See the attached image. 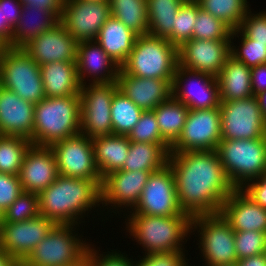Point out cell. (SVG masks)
Wrapping results in <instances>:
<instances>
[{
    "label": "cell",
    "mask_w": 266,
    "mask_h": 266,
    "mask_svg": "<svg viewBox=\"0 0 266 266\" xmlns=\"http://www.w3.org/2000/svg\"><path fill=\"white\" fill-rule=\"evenodd\" d=\"M82 266H89L86 262Z\"/></svg>",
    "instance_id": "cell-61"
},
{
    "label": "cell",
    "mask_w": 266,
    "mask_h": 266,
    "mask_svg": "<svg viewBox=\"0 0 266 266\" xmlns=\"http://www.w3.org/2000/svg\"><path fill=\"white\" fill-rule=\"evenodd\" d=\"M178 65V48L167 38L146 34L137 36L120 70L140 78L173 80Z\"/></svg>",
    "instance_id": "cell-5"
},
{
    "label": "cell",
    "mask_w": 266,
    "mask_h": 266,
    "mask_svg": "<svg viewBox=\"0 0 266 266\" xmlns=\"http://www.w3.org/2000/svg\"><path fill=\"white\" fill-rule=\"evenodd\" d=\"M34 106L0 86V135L22 136L33 144Z\"/></svg>",
    "instance_id": "cell-23"
},
{
    "label": "cell",
    "mask_w": 266,
    "mask_h": 266,
    "mask_svg": "<svg viewBox=\"0 0 266 266\" xmlns=\"http://www.w3.org/2000/svg\"><path fill=\"white\" fill-rule=\"evenodd\" d=\"M200 6L197 2H184L175 17L172 30V44L180 48L185 42L193 39V29Z\"/></svg>",
    "instance_id": "cell-39"
},
{
    "label": "cell",
    "mask_w": 266,
    "mask_h": 266,
    "mask_svg": "<svg viewBox=\"0 0 266 266\" xmlns=\"http://www.w3.org/2000/svg\"><path fill=\"white\" fill-rule=\"evenodd\" d=\"M80 96L45 97L34 106L33 144L51 146L80 133Z\"/></svg>",
    "instance_id": "cell-4"
},
{
    "label": "cell",
    "mask_w": 266,
    "mask_h": 266,
    "mask_svg": "<svg viewBox=\"0 0 266 266\" xmlns=\"http://www.w3.org/2000/svg\"><path fill=\"white\" fill-rule=\"evenodd\" d=\"M179 206L191 217L217 214L235 189L216 150L170 152Z\"/></svg>",
    "instance_id": "cell-1"
},
{
    "label": "cell",
    "mask_w": 266,
    "mask_h": 266,
    "mask_svg": "<svg viewBox=\"0 0 266 266\" xmlns=\"http://www.w3.org/2000/svg\"><path fill=\"white\" fill-rule=\"evenodd\" d=\"M162 138L172 146L179 138L186 122L189 109L171 97L154 110Z\"/></svg>",
    "instance_id": "cell-33"
},
{
    "label": "cell",
    "mask_w": 266,
    "mask_h": 266,
    "mask_svg": "<svg viewBox=\"0 0 266 266\" xmlns=\"http://www.w3.org/2000/svg\"><path fill=\"white\" fill-rule=\"evenodd\" d=\"M173 80L140 78L123 73L117 77L118 89L143 111H152L172 97Z\"/></svg>",
    "instance_id": "cell-24"
},
{
    "label": "cell",
    "mask_w": 266,
    "mask_h": 266,
    "mask_svg": "<svg viewBox=\"0 0 266 266\" xmlns=\"http://www.w3.org/2000/svg\"><path fill=\"white\" fill-rule=\"evenodd\" d=\"M239 29L254 43L266 44V11L254 14L250 9Z\"/></svg>",
    "instance_id": "cell-44"
},
{
    "label": "cell",
    "mask_w": 266,
    "mask_h": 266,
    "mask_svg": "<svg viewBox=\"0 0 266 266\" xmlns=\"http://www.w3.org/2000/svg\"><path fill=\"white\" fill-rule=\"evenodd\" d=\"M216 78L220 101L239 100L254 95L251 88V68L231 55Z\"/></svg>",
    "instance_id": "cell-28"
},
{
    "label": "cell",
    "mask_w": 266,
    "mask_h": 266,
    "mask_svg": "<svg viewBox=\"0 0 266 266\" xmlns=\"http://www.w3.org/2000/svg\"><path fill=\"white\" fill-rule=\"evenodd\" d=\"M137 36V33L111 16L101 27L95 40L121 67L130 55Z\"/></svg>",
    "instance_id": "cell-27"
},
{
    "label": "cell",
    "mask_w": 266,
    "mask_h": 266,
    "mask_svg": "<svg viewBox=\"0 0 266 266\" xmlns=\"http://www.w3.org/2000/svg\"><path fill=\"white\" fill-rule=\"evenodd\" d=\"M200 8L226 24L232 31L239 29L249 11L247 0H197Z\"/></svg>",
    "instance_id": "cell-36"
},
{
    "label": "cell",
    "mask_w": 266,
    "mask_h": 266,
    "mask_svg": "<svg viewBox=\"0 0 266 266\" xmlns=\"http://www.w3.org/2000/svg\"><path fill=\"white\" fill-rule=\"evenodd\" d=\"M216 266H237V262L231 264L216 265Z\"/></svg>",
    "instance_id": "cell-58"
},
{
    "label": "cell",
    "mask_w": 266,
    "mask_h": 266,
    "mask_svg": "<svg viewBox=\"0 0 266 266\" xmlns=\"http://www.w3.org/2000/svg\"><path fill=\"white\" fill-rule=\"evenodd\" d=\"M14 28L10 24H3L2 6H0V38L8 44L13 36Z\"/></svg>",
    "instance_id": "cell-53"
},
{
    "label": "cell",
    "mask_w": 266,
    "mask_h": 266,
    "mask_svg": "<svg viewBox=\"0 0 266 266\" xmlns=\"http://www.w3.org/2000/svg\"><path fill=\"white\" fill-rule=\"evenodd\" d=\"M31 14L32 16L36 15L35 17L36 19L39 18V21L35 19L28 22L29 19L31 20ZM59 21L60 20L52 12L46 11L45 9L23 8L19 22L14 28L12 39L7 44V47L23 48L38 35L53 28Z\"/></svg>",
    "instance_id": "cell-31"
},
{
    "label": "cell",
    "mask_w": 266,
    "mask_h": 266,
    "mask_svg": "<svg viewBox=\"0 0 266 266\" xmlns=\"http://www.w3.org/2000/svg\"><path fill=\"white\" fill-rule=\"evenodd\" d=\"M185 2H196L197 0H184Z\"/></svg>",
    "instance_id": "cell-59"
},
{
    "label": "cell",
    "mask_w": 266,
    "mask_h": 266,
    "mask_svg": "<svg viewBox=\"0 0 266 266\" xmlns=\"http://www.w3.org/2000/svg\"><path fill=\"white\" fill-rule=\"evenodd\" d=\"M39 215V195L23 191L2 214L1 222H23Z\"/></svg>",
    "instance_id": "cell-41"
},
{
    "label": "cell",
    "mask_w": 266,
    "mask_h": 266,
    "mask_svg": "<svg viewBox=\"0 0 266 266\" xmlns=\"http://www.w3.org/2000/svg\"><path fill=\"white\" fill-rule=\"evenodd\" d=\"M77 227L55 225L20 266H82L90 244L75 234Z\"/></svg>",
    "instance_id": "cell-7"
},
{
    "label": "cell",
    "mask_w": 266,
    "mask_h": 266,
    "mask_svg": "<svg viewBox=\"0 0 266 266\" xmlns=\"http://www.w3.org/2000/svg\"><path fill=\"white\" fill-rule=\"evenodd\" d=\"M88 84V85H87ZM81 85L80 133L93 139L113 134L111 104L117 82Z\"/></svg>",
    "instance_id": "cell-10"
},
{
    "label": "cell",
    "mask_w": 266,
    "mask_h": 266,
    "mask_svg": "<svg viewBox=\"0 0 266 266\" xmlns=\"http://www.w3.org/2000/svg\"><path fill=\"white\" fill-rule=\"evenodd\" d=\"M255 96L258 100L260 110L262 111L263 116L266 118V90L259 92Z\"/></svg>",
    "instance_id": "cell-55"
},
{
    "label": "cell",
    "mask_w": 266,
    "mask_h": 266,
    "mask_svg": "<svg viewBox=\"0 0 266 266\" xmlns=\"http://www.w3.org/2000/svg\"><path fill=\"white\" fill-rule=\"evenodd\" d=\"M55 154L58 174L96 181L102 178L95 163L92 139L79 133L50 146Z\"/></svg>",
    "instance_id": "cell-13"
},
{
    "label": "cell",
    "mask_w": 266,
    "mask_h": 266,
    "mask_svg": "<svg viewBox=\"0 0 266 266\" xmlns=\"http://www.w3.org/2000/svg\"><path fill=\"white\" fill-rule=\"evenodd\" d=\"M230 48L231 40L191 39L178 48L179 66L217 77Z\"/></svg>",
    "instance_id": "cell-19"
},
{
    "label": "cell",
    "mask_w": 266,
    "mask_h": 266,
    "mask_svg": "<svg viewBox=\"0 0 266 266\" xmlns=\"http://www.w3.org/2000/svg\"><path fill=\"white\" fill-rule=\"evenodd\" d=\"M185 255V251L143 254L140 260L134 261V266H187Z\"/></svg>",
    "instance_id": "cell-46"
},
{
    "label": "cell",
    "mask_w": 266,
    "mask_h": 266,
    "mask_svg": "<svg viewBox=\"0 0 266 266\" xmlns=\"http://www.w3.org/2000/svg\"><path fill=\"white\" fill-rule=\"evenodd\" d=\"M1 221H2V213L0 212V223H1Z\"/></svg>",
    "instance_id": "cell-60"
},
{
    "label": "cell",
    "mask_w": 266,
    "mask_h": 266,
    "mask_svg": "<svg viewBox=\"0 0 266 266\" xmlns=\"http://www.w3.org/2000/svg\"><path fill=\"white\" fill-rule=\"evenodd\" d=\"M22 192L18 176L0 173V212L3 214Z\"/></svg>",
    "instance_id": "cell-47"
},
{
    "label": "cell",
    "mask_w": 266,
    "mask_h": 266,
    "mask_svg": "<svg viewBox=\"0 0 266 266\" xmlns=\"http://www.w3.org/2000/svg\"><path fill=\"white\" fill-rule=\"evenodd\" d=\"M251 88L254 96L266 90V64L251 68Z\"/></svg>",
    "instance_id": "cell-51"
},
{
    "label": "cell",
    "mask_w": 266,
    "mask_h": 266,
    "mask_svg": "<svg viewBox=\"0 0 266 266\" xmlns=\"http://www.w3.org/2000/svg\"><path fill=\"white\" fill-rule=\"evenodd\" d=\"M111 16L138 35L148 34L146 0H109Z\"/></svg>",
    "instance_id": "cell-34"
},
{
    "label": "cell",
    "mask_w": 266,
    "mask_h": 266,
    "mask_svg": "<svg viewBox=\"0 0 266 266\" xmlns=\"http://www.w3.org/2000/svg\"><path fill=\"white\" fill-rule=\"evenodd\" d=\"M169 144L131 142L123 171L155 172L168 164Z\"/></svg>",
    "instance_id": "cell-30"
},
{
    "label": "cell",
    "mask_w": 266,
    "mask_h": 266,
    "mask_svg": "<svg viewBox=\"0 0 266 266\" xmlns=\"http://www.w3.org/2000/svg\"><path fill=\"white\" fill-rule=\"evenodd\" d=\"M129 141L152 144H168L161 136L154 111H143L135 127L128 135Z\"/></svg>",
    "instance_id": "cell-42"
},
{
    "label": "cell",
    "mask_w": 266,
    "mask_h": 266,
    "mask_svg": "<svg viewBox=\"0 0 266 266\" xmlns=\"http://www.w3.org/2000/svg\"><path fill=\"white\" fill-rule=\"evenodd\" d=\"M76 68L80 85L88 81L89 83L117 82L120 72V66L96 40L78 42ZM89 77L91 79H88Z\"/></svg>",
    "instance_id": "cell-22"
},
{
    "label": "cell",
    "mask_w": 266,
    "mask_h": 266,
    "mask_svg": "<svg viewBox=\"0 0 266 266\" xmlns=\"http://www.w3.org/2000/svg\"><path fill=\"white\" fill-rule=\"evenodd\" d=\"M222 140L258 139L266 137V118L256 96L221 101Z\"/></svg>",
    "instance_id": "cell-11"
},
{
    "label": "cell",
    "mask_w": 266,
    "mask_h": 266,
    "mask_svg": "<svg viewBox=\"0 0 266 266\" xmlns=\"http://www.w3.org/2000/svg\"><path fill=\"white\" fill-rule=\"evenodd\" d=\"M266 233L253 231L235 232L237 260L265 253Z\"/></svg>",
    "instance_id": "cell-43"
},
{
    "label": "cell",
    "mask_w": 266,
    "mask_h": 266,
    "mask_svg": "<svg viewBox=\"0 0 266 266\" xmlns=\"http://www.w3.org/2000/svg\"><path fill=\"white\" fill-rule=\"evenodd\" d=\"M95 163L103 179L111 172L121 170L130 148V141L125 135H106L92 139Z\"/></svg>",
    "instance_id": "cell-29"
},
{
    "label": "cell",
    "mask_w": 266,
    "mask_h": 266,
    "mask_svg": "<svg viewBox=\"0 0 266 266\" xmlns=\"http://www.w3.org/2000/svg\"><path fill=\"white\" fill-rule=\"evenodd\" d=\"M237 266H266V255L263 253L237 260Z\"/></svg>",
    "instance_id": "cell-52"
},
{
    "label": "cell",
    "mask_w": 266,
    "mask_h": 266,
    "mask_svg": "<svg viewBox=\"0 0 266 266\" xmlns=\"http://www.w3.org/2000/svg\"><path fill=\"white\" fill-rule=\"evenodd\" d=\"M7 48V44L0 38V56L4 52V50Z\"/></svg>",
    "instance_id": "cell-56"
},
{
    "label": "cell",
    "mask_w": 266,
    "mask_h": 266,
    "mask_svg": "<svg viewBox=\"0 0 266 266\" xmlns=\"http://www.w3.org/2000/svg\"><path fill=\"white\" fill-rule=\"evenodd\" d=\"M240 38L241 44L235 46L234 37ZM231 40V56L236 60L243 62L247 67L252 68L261 64H266V44L254 43L240 29L233 30L230 35Z\"/></svg>",
    "instance_id": "cell-38"
},
{
    "label": "cell",
    "mask_w": 266,
    "mask_h": 266,
    "mask_svg": "<svg viewBox=\"0 0 266 266\" xmlns=\"http://www.w3.org/2000/svg\"><path fill=\"white\" fill-rule=\"evenodd\" d=\"M31 141L22 136L0 135V173L18 176Z\"/></svg>",
    "instance_id": "cell-37"
},
{
    "label": "cell",
    "mask_w": 266,
    "mask_h": 266,
    "mask_svg": "<svg viewBox=\"0 0 266 266\" xmlns=\"http://www.w3.org/2000/svg\"><path fill=\"white\" fill-rule=\"evenodd\" d=\"M231 32L232 30L221 20L201 8L198 10L193 39L230 40Z\"/></svg>",
    "instance_id": "cell-40"
},
{
    "label": "cell",
    "mask_w": 266,
    "mask_h": 266,
    "mask_svg": "<svg viewBox=\"0 0 266 266\" xmlns=\"http://www.w3.org/2000/svg\"><path fill=\"white\" fill-rule=\"evenodd\" d=\"M0 86L34 104L45 98L40 66L22 48L7 47L0 56Z\"/></svg>",
    "instance_id": "cell-9"
},
{
    "label": "cell",
    "mask_w": 266,
    "mask_h": 266,
    "mask_svg": "<svg viewBox=\"0 0 266 266\" xmlns=\"http://www.w3.org/2000/svg\"><path fill=\"white\" fill-rule=\"evenodd\" d=\"M152 172L147 171H123L117 170L106 175L101 185V205L110 206L107 210L114 214H120L118 209L123 211L133 210L139 202L142 191ZM117 212V213H116Z\"/></svg>",
    "instance_id": "cell-18"
},
{
    "label": "cell",
    "mask_w": 266,
    "mask_h": 266,
    "mask_svg": "<svg viewBox=\"0 0 266 266\" xmlns=\"http://www.w3.org/2000/svg\"><path fill=\"white\" fill-rule=\"evenodd\" d=\"M199 229V230H198ZM199 233L197 243L203 256L202 266H216L237 262L235 231L219 212L200 214L191 218V233Z\"/></svg>",
    "instance_id": "cell-8"
},
{
    "label": "cell",
    "mask_w": 266,
    "mask_h": 266,
    "mask_svg": "<svg viewBox=\"0 0 266 266\" xmlns=\"http://www.w3.org/2000/svg\"><path fill=\"white\" fill-rule=\"evenodd\" d=\"M45 97L80 96L81 85L76 62H50L40 65Z\"/></svg>",
    "instance_id": "cell-26"
},
{
    "label": "cell",
    "mask_w": 266,
    "mask_h": 266,
    "mask_svg": "<svg viewBox=\"0 0 266 266\" xmlns=\"http://www.w3.org/2000/svg\"><path fill=\"white\" fill-rule=\"evenodd\" d=\"M221 140L220 107L189 110L183 130L170 152L216 150Z\"/></svg>",
    "instance_id": "cell-14"
},
{
    "label": "cell",
    "mask_w": 266,
    "mask_h": 266,
    "mask_svg": "<svg viewBox=\"0 0 266 266\" xmlns=\"http://www.w3.org/2000/svg\"><path fill=\"white\" fill-rule=\"evenodd\" d=\"M235 232L266 233V208L256 204L242 189H234L220 210Z\"/></svg>",
    "instance_id": "cell-25"
},
{
    "label": "cell",
    "mask_w": 266,
    "mask_h": 266,
    "mask_svg": "<svg viewBox=\"0 0 266 266\" xmlns=\"http://www.w3.org/2000/svg\"><path fill=\"white\" fill-rule=\"evenodd\" d=\"M59 176L50 146L31 144L25 153L18 177L23 191L40 194Z\"/></svg>",
    "instance_id": "cell-21"
},
{
    "label": "cell",
    "mask_w": 266,
    "mask_h": 266,
    "mask_svg": "<svg viewBox=\"0 0 266 266\" xmlns=\"http://www.w3.org/2000/svg\"><path fill=\"white\" fill-rule=\"evenodd\" d=\"M172 97L189 110L218 108L221 102L216 77L179 65L173 77Z\"/></svg>",
    "instance_id": "cell-15"
},
{
    "label": "cell",
    "mask_w": 266,
    "mask_h": 266,
    "mask_svg": "<svg viewBox=\"0 0 266 266\" xmlns=\"http://www.w3.org/2000/svg\"><path fill=\"white\" fill-rule=\"evenodd\" d=\"M0 6H2L3 24H10L15 28L22 14V4L19 0H0Z\"/></svg>",
    "instance_id": "cell-49"
},
{
    "label": "cell",
    "mask_w": 266,
    "mask_h": 266,
    "mask_svg": "<svg viewBox=\"0 0 266 266\" xmlns=\"http://www.w3.org/2000/svg\"><path fill=\"white\" fill-rule=\"evenodd\" d=\"M128 214V220L125 217V229L142 245L144 254L186 251L183 244L188 241L186 237L189 239L188 236L192 234L191 216Z\"/></svg>",
    "instance_id": "cell-3"
},
{
    "label": "cell",
    "mask_w": 266,
    "mask_h": 266,
    "mask_svg": "<svg viewBox=\"0 0 266 266\" xmlns=\"http://www.w3.org/2000/svg\"><path fill=\"white\" fill-rule=\"evenodd\" d=\"M224 171L235 189L266 173V137L221 140L216 149Z\"/></svg>",
    "instance_id": "cell-6"
},
{
    "label": "cell",
    "mask_w": 266,
    "mask_h": 266,
    "mask_svg": "<svg viewBox=\"0 0 266 266\" xmlns=\"http://www.w3.org/2000/svg\"><path fill=\"white\" fill-rule=\"evenodd\" d=\"M78 42L59 22L22 49L40 65L50 62H76Z\"/></svg>",
    "instance_id": "cell-20"
},
{
    "label": "cell",
    "mask_w": 266,
    "mask_h": 266,
    "mask_svg": "<svg viewBox=\"0 0 266 266\" xmlns=\"http://www.w3.org/2000/svg\"><path fill=\"white\" fill-rule=\"evenodd\" d=\"M242 190L258 205L266 208V173L249 181Z\"/></svg>",
    "instance_id": "cell-48"
},
{
    "label": "cell",
    "mask_w": 266,
    "mask_h": 266,
    "mask_svg": "<svg viewBox=\"0 0 266 266\" xmlns=\"http://www.w3.org/2000/svg\"><path fill=\"white\" fill-rule=\"evenodd\" d=\"M133 211V212H132ZM131 214L150 216H190L179 206L175 175L169 164L152 172Z\"/></svg>",
    "instance_id": "cell-12"
},
{
    "label": "cell",
    "mask_w": 266,
    "mask_h": 266,
    "mask_svg": "<svg viewBox=\"0 0 266 266\" xmlns=\"http://www.w3.org/2000/svg\"><path fill=\"white\" fill-rule=\"evenodd\" d=\"M55 225L42 215L23 222H1L0 249L20 265Z\"/></svg>",
    "instance_id": "cell-16"
},
{
    "label": "cell",
    "mask_w": 266,
    "mask_h": 266,
    "mask_svg": "<svg viewBox=\"0 0 266 266\" xmlns=\"http://www.w3.org/2000/svg\"><path fill=\"white\" fill-rule=\"evenodd\" d=\"M110 17L109 1L65 0L59 22L77 42H82L95 40Z\"/></svg>",
    "instance_id": "cell-17"
},
{
    "label": "cell",
    "mask_w": 266,
    "mask_h": 266,
    "mask_svg": "<svg viewBox=\"0 0 266 266\" xmlns=\"http://www.w3.org/2000/svg\"><path fill=\"white\" fill-rule=\"evenodd\" d=\"M95 249L96 248L90 244L86 255V263L89 266H134L133 259H129L126 253H122L121 251L118 252L114 249L111 250L112 252H103L106 253L105 255L102 253L99 254V250Z\"/></svg>",
    "instance_id": "cell-45"
},
{
    "label": "cell",
    "mask_w": 266,
    "mask_h": 266,
    "mask_svg": "<svg viewBox=\"0 0 266 266\" xmlns=\"http://www.w3.org/2000/svg\"><path fill=\"white\" fill-rule=\"evenodd\" d=\"M23 8L45 9L52 12L59 20L65 0H19Z\"/></svg>",
    "instance_id": "cell-50"
},
{
    "label": "cell",
    "mask_w": 266,
    "mask_h": 266,
    "mask_svg": "<svg viewBox=\"0 0 266 266\" xmlns=\"http://www.w3.org/2000/svg\"><path fill=\"white\" fill-rule=\"evenodd\" d=\"M142 113L143 110L140 107L117 89L111 104L113 134L128 136Z\"/></svg>",
    "instance_id": "cell-35"
},
{
    "label": "cell",
    "mask_w": 266,
    "mask_h": 266,
    "mask_svg": "<svg viewBox=\"0 0 266 266\" xmlns=\"http://www.w3.org/2000/svg\"><path fill=\"white\" fill-rule=\"evenodd\" d=\"M39 204L40 215L56 225L79 226L85 222L82 217L100 206L101 186L94 180L59 175L39 194Z\"/></svg>",
    "instance_id": "cell-2"
},
{
    "label": "cell",
    "mask_w": 266,
    "mask_h": 266,
    "mask_svg": "<svg viewBox=\"0 0 266 266\" xmlns=\"http://www.w3.org/2000/svg\"><path fill=\"white\" fill-rule=\"evenodd\" d=\"M148 34L167 38L172 43L175 17L184 0H146Z\"/></svg>",
    "instance_id": "cell-32"
},
{
    "label": "cell",
    "mask_w": 266,
    "mask_h": 266,
    "mask_svg": "<svg viewBox=\"0 0 266 266\" xmlns=\"http://www.w3.org/2000/svg\"><path fill=\"white\" fill-rule=\"evenodd\" d=\"M81 1H86V2H105L109 0H81Z\"/></svg>",
    "instance_id": "cell-57"
},
{
    "label": "cell",
    "mask_w": 266,
    "mask_h": 266,
    "mask_svg": "<svg viewBox=\"0 0 266 266\" xmlns=\"http://www.w3.org/2000/svg\"><path fill=\"white\" fill-rule=\"evenodd\" d=\"M0 266H20L8 253L0 249Z\"/></svg>",
    "instance_id": "cell-54"
}]
</instances>
